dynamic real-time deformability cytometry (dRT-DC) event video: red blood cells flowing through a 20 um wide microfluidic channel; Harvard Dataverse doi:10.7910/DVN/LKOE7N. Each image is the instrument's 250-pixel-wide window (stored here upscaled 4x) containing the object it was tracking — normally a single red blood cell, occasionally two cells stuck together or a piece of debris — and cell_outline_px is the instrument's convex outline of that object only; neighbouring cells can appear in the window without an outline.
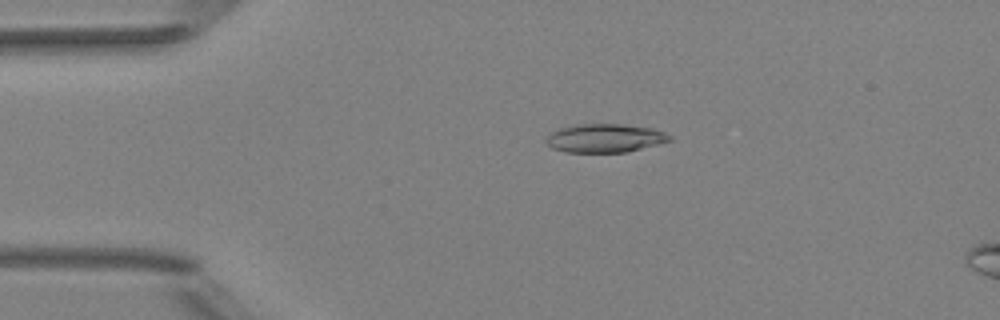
{"species": "Egyptian fruit bat (a non-hibernating species)", "species_latin": "Rousettus aegyptiacus", "temperature_condition": "room temperature", "stored_images_in_passage": 51, "camera_frame_rate_fps": 3000, "um_per_image_px": 0.085, "animal": {"sex": "female"}, "frame": {"image": 1, "passage_image": 11, "time_ms": 3.333, "image_size_px": [1000, 320], "cell_outline_px": [[672, 140], [624, 152], [564, 152], [552, 148], [544, 140], [552, 132], [560, 128], [576, 124], [624, 124], [652, 128], [664, 132], [672, 136]], "centroid_in_image_um": [51.4, 11.73], "position_along_channel_um": 33.6, "area_um2": 20.4}}
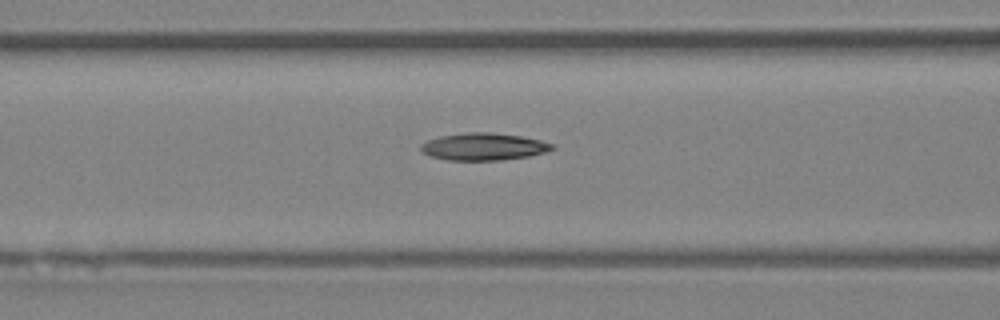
{"frame": {"image": 2, "passage_image": 21, "time_ms": 6.667, "image_size_px": [1000, 320], "cell_outline_px": [[556, 148], [544, 152], [528, 156], [500, 160], [448, 160], [432, 156], [424, 152], [420, 148], [420, 144], [428, 140], [440, 136], [468, 132], [488, 132], [520, 136], [540, 140], [552, 144]], "centroid_in_image_um": [41.1, 12.46], "position_along_channel_um": 125.5, "area_um2": 20.58}}
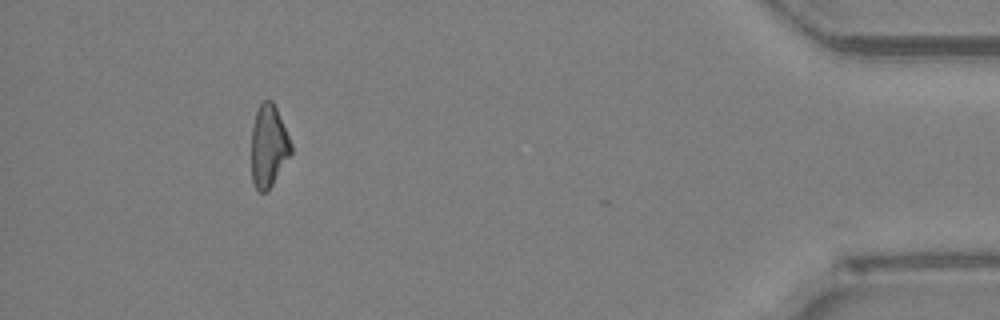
{"frame": {"image": 3, "passage_image": 47, "time_ms": 15.333, "image_size_px": [1000, 320], "cell_outline_px": [[292, 152], [268, 192], [260, 192], [256, 188], [252, 180], [252, 124], [256, 112], [260, 104], [264, 100], [272, 100], [276, 108], [292, 144]], "centroid_in_image_um": [22.83, 12.43], "position_along_channel_um": 412.4, "area_um2": 18.9}}